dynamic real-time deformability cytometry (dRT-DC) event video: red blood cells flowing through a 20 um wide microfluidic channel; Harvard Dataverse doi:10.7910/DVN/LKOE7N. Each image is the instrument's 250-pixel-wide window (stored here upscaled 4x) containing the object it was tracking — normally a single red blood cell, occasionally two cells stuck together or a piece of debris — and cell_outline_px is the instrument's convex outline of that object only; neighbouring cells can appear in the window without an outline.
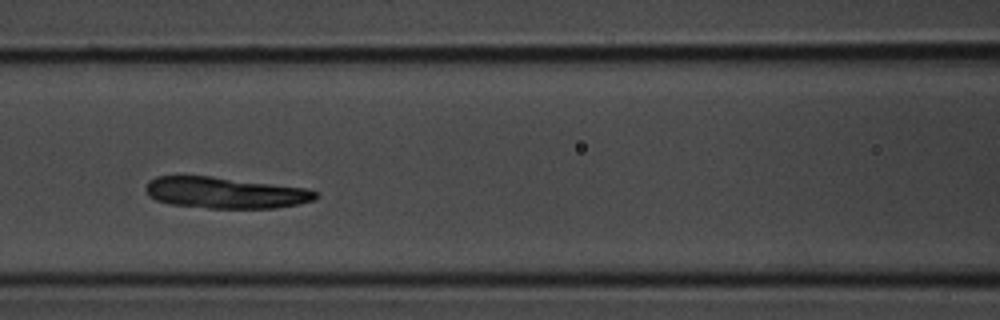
{"species": "common noctule bat (a hibernating species)", "species_latin": "Nyctalus noctula", "temperature_condition": "room temperature", "stored_images_in_passage": 39, "camera_frame_rate_fps": 3000, "um_per_image_px": 0.085, "animal": {"sex": "male", "body_mass_g": 20.1, "forearm_length_mm": 53.5}, "frame": {"image": 1, "passage_image": 14, "time_ms": 4.333, "image_size_px": [1000, 320], "cell_outline_px": [[320, 196], [312, 200], [296, 204], [276, 208], [208, 208], [172, 204], [156, 200], [148, 196], [144, 188], [148, 180], [156, 176], [212, 176], [308, 188], [316, 192]], "centroid_in_image_um": [19.12, 16.37], "position_along_channel_um": 147.5, "area_um2": 31.04}}
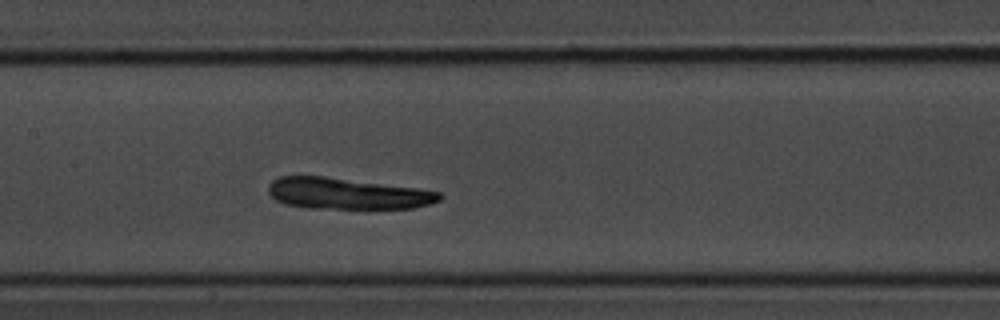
{"frame": {"image": 2, "passage_image": 16, "time_ms": 5.0, "image_size_px": [1000, 320], "cell_outline_px": [[444, 196], [440, 200], [432, 204], [412, 208], [308, 208], [284, 204], [276, 200], [268, 192], [268, 184], [276, 176], [324, 176], [420, 188], [440, 192]], "centroid_in_image_um": [29.52, 16.45], "position_along_channel_um": 177.9, "area_um2": 31.44}}